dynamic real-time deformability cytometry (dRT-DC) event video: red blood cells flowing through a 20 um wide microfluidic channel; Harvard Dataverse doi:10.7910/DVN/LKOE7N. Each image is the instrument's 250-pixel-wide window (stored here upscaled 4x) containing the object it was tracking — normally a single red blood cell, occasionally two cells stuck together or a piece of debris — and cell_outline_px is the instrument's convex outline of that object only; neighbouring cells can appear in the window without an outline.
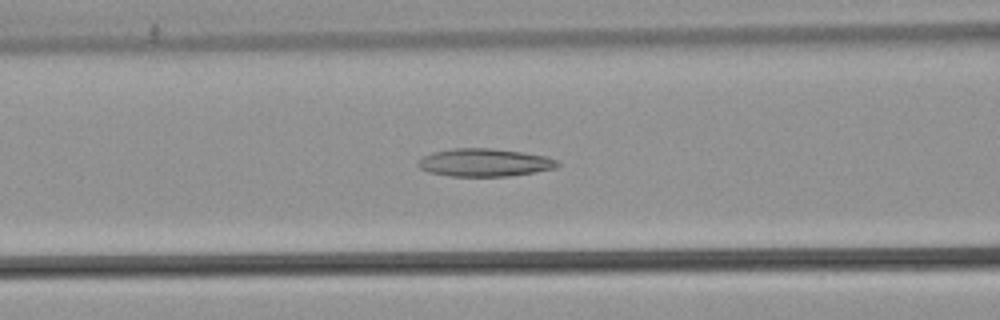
{"species": "common noctule bat (a hibernating species)", "species_latin": "Nyctalus noctula", "temperature_condition": "warm", "stored_images_in_passage": 39, "camera_frame_rate_fps": 3000, "um_per_image_px": 0.085, "animal": {"sex": "male", "body_mass_g": 21.5, "forearm_length_mm": 52.0}, "frame": {"image": 1, "passage_image": 17, "time_ms": 5.333, "image_size_px": [1000, 320], "cell_outline_px": [[560, 164], [556, 168], [508, 176], [452, 176], [428, 172], [420, 168], [416, 164], [424, 156], [432, 152], [452, 148], [488, 148], [520, 152], [548, 156], [556, 160]], "centroid_in_image_um": [41.17, 13.81], "position_along_channel_um": 125.4, "area_um2": 22.48}}
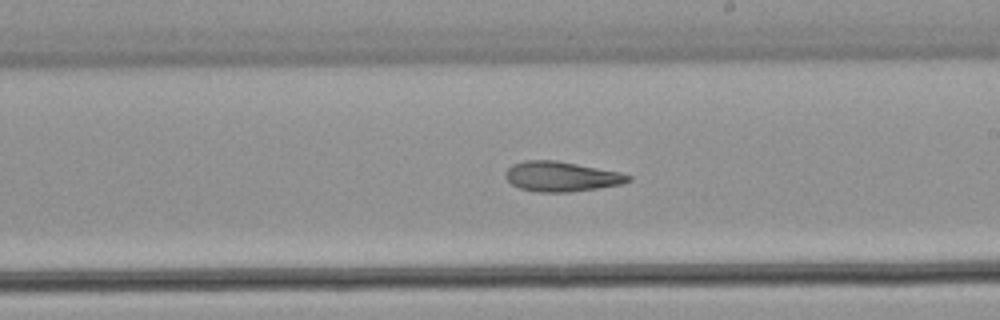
{"frame": {"image": 2, "passage_image": 26, "time_ms": 8.333, "image_size_px": [1000, 320], "cell_outline_px": [[632, 180], [620, 184], [596, 188], [568, 192], [536, 192], [520, 188], [512, 184], [504, 176], [504, 172], [512, 164], [524, 160], [556, 160], [620, 172], [632, 176]], "centroid_in_image_um": [47.68, 14.99], "position_along_channel_um": 241.3, "area_um2": 21.39}}
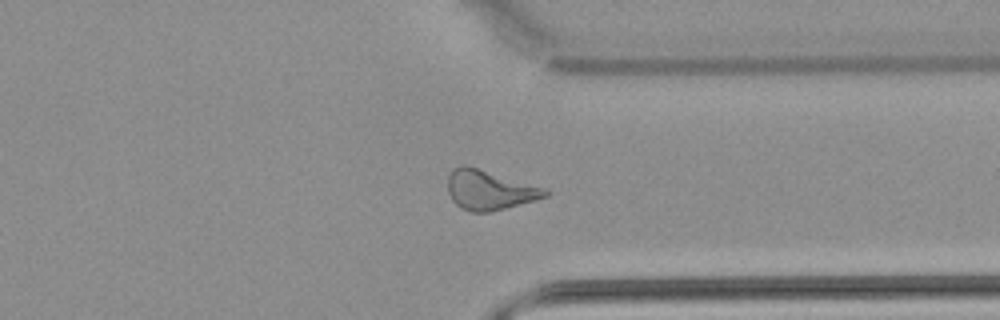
{"frame": {"image": 3, "passage_image": 36, "time_ms": 11.667, "image_size_px": [1000, 320], "cell_outline_px": [[548, 196], [536, 200], [492, 212], [468, 212], [460, 208], [452, 200], [448, 192], [448, 176], [452, 168], [464, 164], [548, 188]], "centroid_in_image_um": [41.61, 16.16], "position_along_channel_um": 369.8, "area_um2": 22.83}}